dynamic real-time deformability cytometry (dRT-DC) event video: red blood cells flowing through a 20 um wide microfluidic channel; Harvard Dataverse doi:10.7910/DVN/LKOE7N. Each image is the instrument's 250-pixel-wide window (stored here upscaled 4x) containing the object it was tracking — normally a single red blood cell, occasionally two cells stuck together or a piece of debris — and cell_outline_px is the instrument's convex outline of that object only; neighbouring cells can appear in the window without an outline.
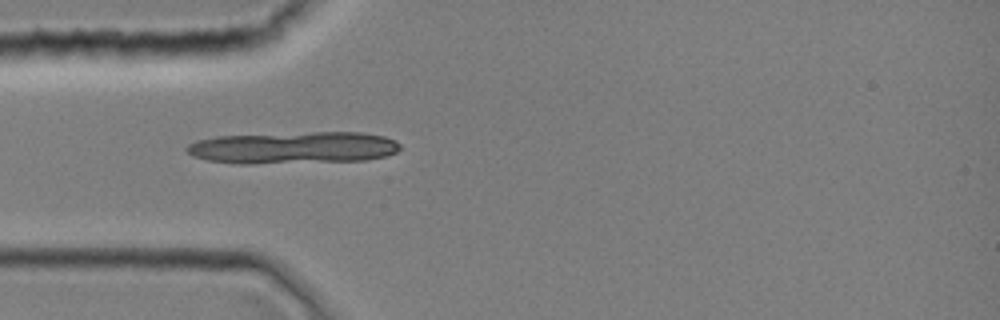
{"species": "common noctule bat (a hibernating species)", "species_latin": "Nyctalus noctula", "temperature_condition": "room temperature", "stored_images_in_passage": 1, "camera_frame_rate_fps": 3000, "um_per_image_px": 0.085, "animal": {"sex": "female", "body_mass_g": 19.0, "forearm_length_mm": 51.5}, "frame": {"image": 1, "passage_image": 1, "time_ms": 0.0, "image_size_px": [1000, 320], "cell_outline_px": [[400, 148], [396, 152], [384, 156], [364, 160], [252, 164], [240, 164], [208, 160], [192, 156], [184, 148], [188, 144], [196, 140], [216, 136], [312, 132], [360, 132], [384, 136], [400, 144]], "centroid_in_image_um": [24.88, 12.55], "position_along_channel_um": 60.1, "area_um2": 39.82}}